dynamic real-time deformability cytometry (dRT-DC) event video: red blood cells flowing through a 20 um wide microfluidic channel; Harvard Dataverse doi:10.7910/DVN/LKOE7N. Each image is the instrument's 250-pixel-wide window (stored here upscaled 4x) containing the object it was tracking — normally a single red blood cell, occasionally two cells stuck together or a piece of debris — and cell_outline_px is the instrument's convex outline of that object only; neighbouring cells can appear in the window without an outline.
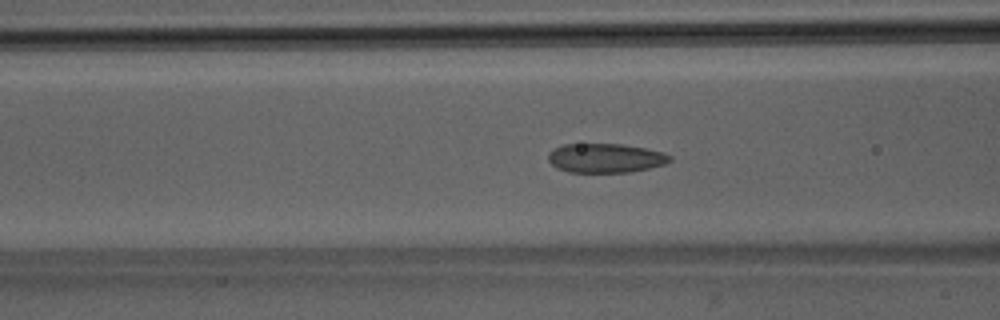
{"species": "Egyptian fruit bat (a non-hibernating species)", "species_latin": "Rousettus aegyptiacus", "temperature_condition": "room temperature", "stored_images_in_passage": 33, "camera_frame_rate_fps": 3000, "um_per_image_px": 0.085, "animal": {"sex": "male"}, "frame": {"image": 1, "passage_image": 5, "time_ms": 1.333, "image_size_px": [1000, 320], "cell_outline_px": [[672, 160], [664, 164], [632, 172], [568, 172], [556, 168], [548, 160], [548, 152], [564, 144], [620, 144], [644, 148], [664, 152], [672, 156]], "centroid_in_image_um": [51.47, 13.44], "position_along_channel_um": 115.1, "area_um2": 20.69}}
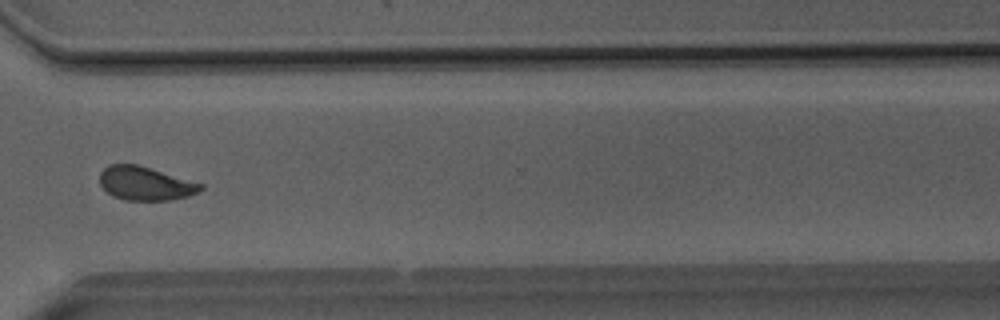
{"frame": {"image": 2, "passage_image": 23, "time_ms": 7.333, "image_size_px": [1000, 320], "cell_outline_px": [[204, 188], [188, 196], [168, 200], [124, 200], [112, 196], [100, 184], [100, 172], [108, 164], [136, 164], [204, 184]], "centroid_in_image_um": [12.33, 15.59], "position_along_channel_um": 358.3, "area_um2": 19.65}}
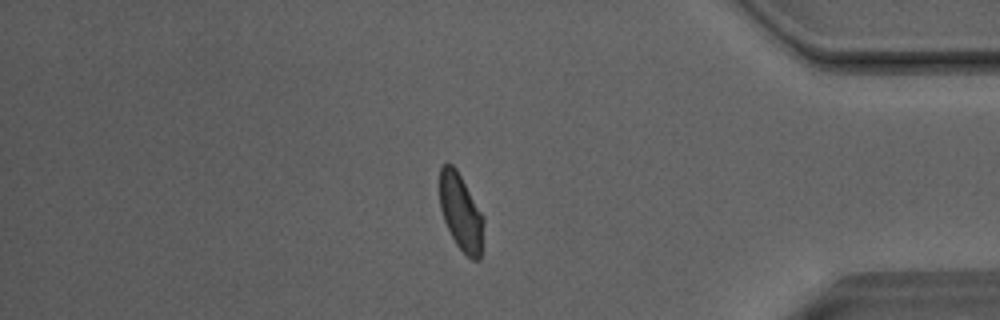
{"frame": {"image": 3, "passage_image": 28, "time_ms": 9.0, "image_size_px": [1000, 320], "cell_outline_px": [[484, 220], [480, 260], [472, 260], [456, 244], [444, 220], [440, 208], [440, 168], [444, 164], [452, 164], [456, 168], [484, 216]], "centroid_in_image_um": [39.18, 18.04], "position_along_channel_um": 396.0, "area_um2": 19.48}, "authors_computed_cell_mechanics": {"area_um2": 20.4612, "velocity_mm_per_s": 4.0451, "shape_relaxation_time_tau1_ms": 4.3787, "shape_relaxation_time_tau2_ms": 0.7981, "deformation_change_tau1": 0.1189, "deformation_change_tau2": 0.0514}}